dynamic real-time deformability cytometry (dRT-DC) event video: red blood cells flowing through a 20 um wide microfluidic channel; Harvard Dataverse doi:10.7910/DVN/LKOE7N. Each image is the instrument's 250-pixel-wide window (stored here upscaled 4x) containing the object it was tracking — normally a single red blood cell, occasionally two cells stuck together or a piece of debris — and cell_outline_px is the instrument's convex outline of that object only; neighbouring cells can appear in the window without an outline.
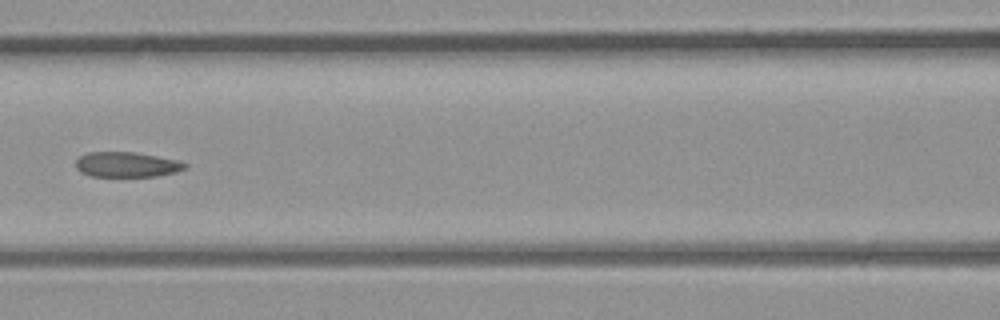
{"species": "common noctule bat (a hibernating species)", "species_latin": "Nyctalus noctula", "temperature_condition": "room temperature", "stored_images_in_passage": 27, "camera_frame_rate_fps": 3000, "um_per_image_px": 0.085, "animal": {"sex": "male", "body_mass_g": 23.1, "forearm_length_mm": 52.7}, "frame": {"image": 1, "passage_image": 12, "time_ms": 3.667, "image_size_px": [1000, 320], "cell_outline_px": [[188, 168], [176, 172], [156, 176], [88, 176], [80, 172], [76, 168], [76, 160], [80, 156], [88, 152], [136, 152], [176, 160], [188, 164]], "centroid_in_image_um": [10.76, 13.99], "position_along_channel_um": 155.8, "area_um2": 16.01}}